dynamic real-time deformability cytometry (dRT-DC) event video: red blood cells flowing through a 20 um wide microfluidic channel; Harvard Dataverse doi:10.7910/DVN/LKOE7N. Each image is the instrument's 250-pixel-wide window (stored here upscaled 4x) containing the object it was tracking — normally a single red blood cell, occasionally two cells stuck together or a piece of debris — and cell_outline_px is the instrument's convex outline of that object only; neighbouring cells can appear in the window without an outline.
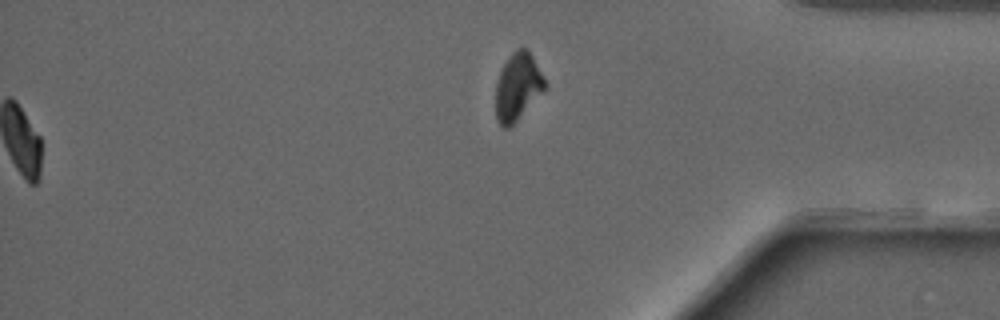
{"species": "common noctule bat (a hibernating species)", "species_latin": "Nyctalus noctula", "temperature_condition": "warm", "stored_images_in_passage": 53, "segment_of_instrument_passage": [2, 2], "camera_frame_rate_fps": 3000, "um_per_image_px": 0.085, "animal": {"sex": "male", "forearm_length_mm": 52.5}, "frame": {"image": 1, "passage_image": 53, "time_ms": 17.333, "image_size_px": [1000, 320], "cell_outline_px": [[548, 88], [508, 128], [504, 128], [496, 120], [496, 84], [500, 72], [508, 56], [516, 48], [528, 48], [544, 76], [548, 84]], "centroid_in_image_um": [44.04, 7.34], "position_along_channel_um": 391.2, "area_um2": 19.48}}